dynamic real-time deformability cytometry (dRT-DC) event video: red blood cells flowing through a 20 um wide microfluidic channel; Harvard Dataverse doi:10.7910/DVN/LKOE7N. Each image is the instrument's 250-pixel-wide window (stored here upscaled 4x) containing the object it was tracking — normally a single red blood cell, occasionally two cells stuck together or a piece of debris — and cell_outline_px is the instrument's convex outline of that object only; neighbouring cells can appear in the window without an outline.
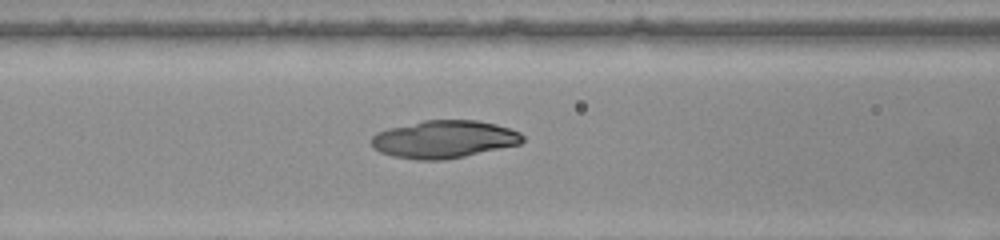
{"species": "common noctule bat (a hibernating species)", "species_latin": "Nyctalus noctula", "temperature_condition": "warm", "stored_images_in_passage": 34, "camera_frame_rate_fps": 3000, "um_per_image_px": 0.085, "animal": {"sex": "female", "body_mass_g": 22.0, "forearm_length_mm": 56.7}, "frame": {"image": 1, "passage_image": 10, "time_ms": 3.0, "image_size_px": [1000, 240], "cell_outline_px": [[524, 140], [520, 144], [464, 156], [444, 160], [416, 160], [392, 156], [380, 152], [372, 148], [372, 136], [376, 132], [388, 128], [424, 120], [476, 120], [496, 124], [520, 132], [524, 136]], "centroid_in_image_um": [37.72, 11.84], "position_along_channel_um": 128.9, "area_um2": 33.23}}
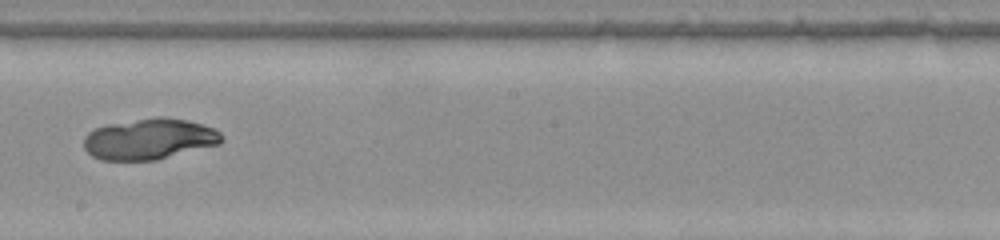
{"frame": {"image": 2, "passage_image": 18, "time_ms": 5.667, "image_size_px": [1000, 240], "cell_outline_px": [[224, 140], [220, 144], [156, 160], [100, 160], [92, 156], [84, 148], [84, 136], [88, 132], [96, 128], [108, 124], [156, 116], [164, 116], [188, 120], [212, 128], [220, 132], [224, 136]], "centroid_in_image_um": [12.7, 11.81], "position_along_channel_um": 235.5, "area_um2": 33.06}}
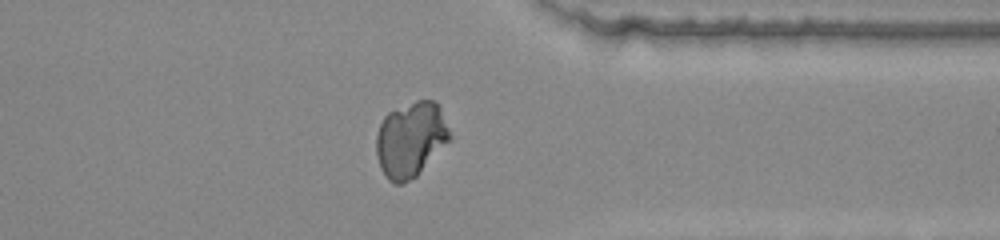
{"frame": {"image": 3, "passage_image": 29, "time_ms": 9.333, "image_size_px": [1000, 240], "cell_outline_px": [[452, 140], [416, 176], [400, 184], [396, 184], [388, 180], [380, 168], [376, 156], [376, 136], [380, 124], [384, 116], [388, 112], [416, 100], [436, 100], [440, 104], [452, 136]], "centroid_in_image_um": [34.94, 11.84], "position_along_channel_um": 376.5, "area_um2": 32.71}}